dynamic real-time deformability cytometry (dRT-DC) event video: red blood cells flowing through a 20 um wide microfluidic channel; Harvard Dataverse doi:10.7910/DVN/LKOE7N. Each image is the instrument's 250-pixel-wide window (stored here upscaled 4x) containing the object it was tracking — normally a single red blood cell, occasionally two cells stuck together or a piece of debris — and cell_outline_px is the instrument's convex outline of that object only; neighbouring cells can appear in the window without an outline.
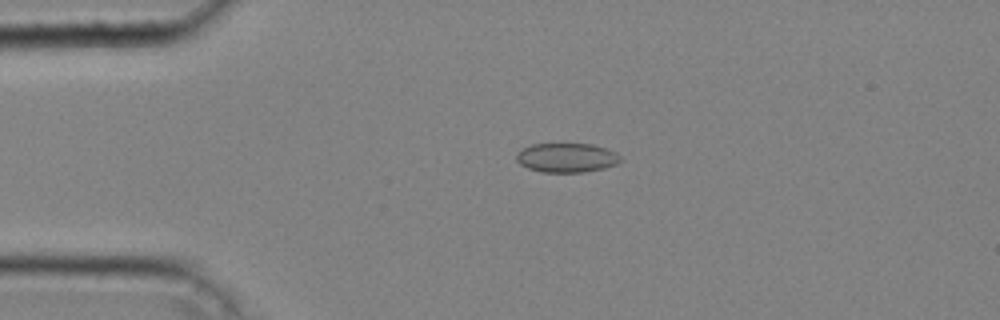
{"species": "common noctule bat (a hibernating species)", "species_latin": "Nyctalus noctula", "temperature_condition": "cold", "stored_images_in_passage": 35, "camera_frame_rate_fps": 3000, "um_per_image_px": 0.085, "animal": {"sex": "male", "body_mass_g": 20.4}, "frame": {"image": 1, "passage_image": 1, "time_ms": 0.0, "image_size_px": [1000, 320], "cell_outline_px": [[620, 160], [616, 164], [604, 168], [584, 172], [540, 172], [528, 168], [520, 164], [516, 160], [516, 152], [532, 144], [592, 144], [616, 152], [620, 156]], "centroid_in_image_um": [48.14, 13.41], "position_along_channel_um": 36.9, "area_um2": 17.69}}
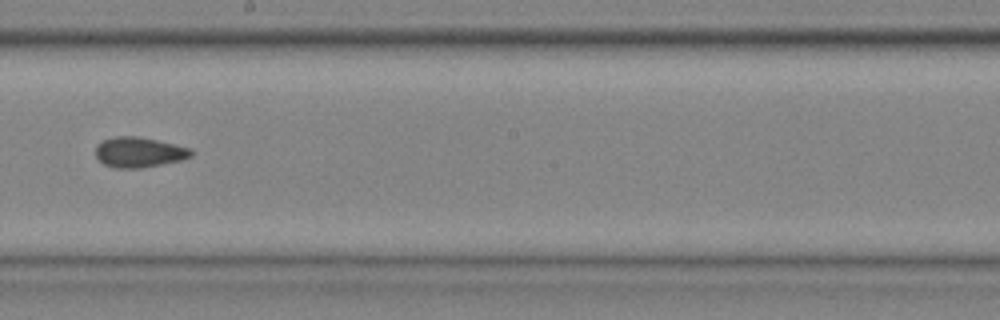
{"frame": {"image": 2, "passage_image": 17, "time_ms": 5.333, "image_size_px": [1000, 320], "cell_outline_px": [[196, 152], [192, 156], [180, 160], [144, 168], [116, 168], [104, 164], [96, 156], [96, 148], [104, 140], [116, 136], [140, 136], [192, 148]], "centroid_in_image_um": [11.88, 12.94], "position_along_channel_um": 236.3, "area_um2": 16.88}}
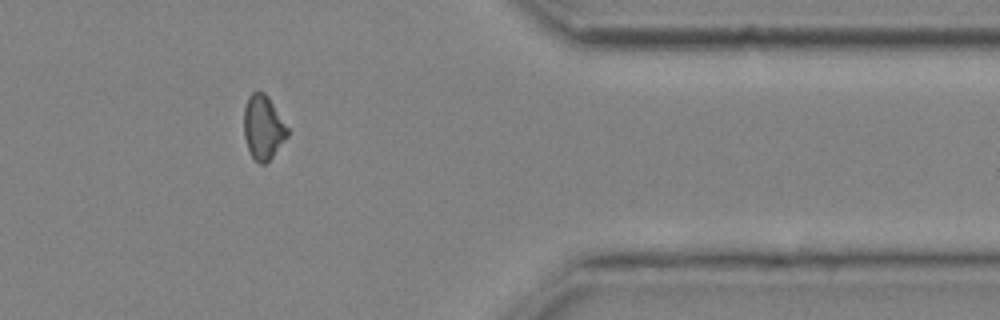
{"frame": {"image": 3, "passage_image": 29, "time_ms": 9.333, "image_size_px": [1000, 320], "cell_outline_px": [[288, 136], [272, 156], [264, 164], [260, 164], [252, 156], [248, 148], [244, 136], [244, 108], [248, 96], [252, 92], [264, 92], [268, 96], [288, 128]], "centroid_in_image_um": [22.36, 10.81], "position_along_channel_um": 389.0, "area_um2": 16.07}, "authors_computed_cell_mechanics": {"area_um2": 16.8776, "velocity_mm_per_s": 4.3101, "shape_relaxation_time_tau1_ms": 6.5866, "shape_relaxation_time_tau2_ms": null, "deformation_change_tau1": 0.0709, "deformation_change_tau2": null}}